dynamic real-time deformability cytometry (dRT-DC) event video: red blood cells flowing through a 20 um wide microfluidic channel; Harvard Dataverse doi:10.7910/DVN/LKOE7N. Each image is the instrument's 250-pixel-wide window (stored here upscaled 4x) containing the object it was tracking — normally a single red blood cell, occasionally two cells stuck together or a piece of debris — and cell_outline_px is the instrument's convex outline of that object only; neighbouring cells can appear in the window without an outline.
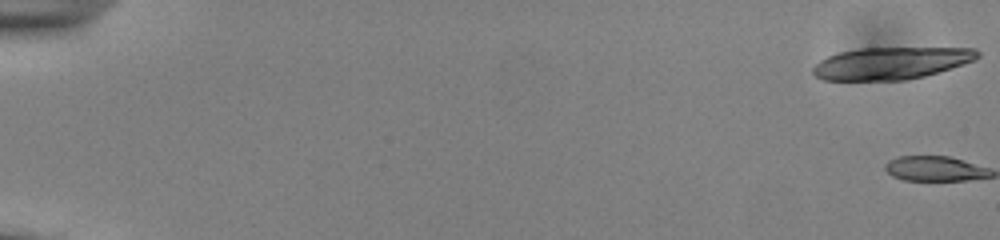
{"species": "common noctule bat (a hibernating species)", "species_latin": "Nyctalus noctula", "temperature_condition": "cold", "stored_images_in_passage": 2, "camera_frame_rate_fps": 3000, "um_per_image_px": 0.085, "animal": {"sex": "male", "body_mass_g": 13.0, "forearm_length_mm": 53.1}, "frame": {"image": 1, "passage_image": 1, "time_ms": 0.0, "image_size_px": [1000, 240], "cell_outline_px": [[980, 56], [976, 60], [924, 76], [904, 80], [824, 80], [816, 76], [812, 72], [812, 68], [820, 60], [828, 56], [840, 52], [860, 48], [976, 48], [980, 52]], "centroid_in_image_um": [75.76, 5.37], "position_along_channel_um": 9.2, "area_um2": 30.75}}